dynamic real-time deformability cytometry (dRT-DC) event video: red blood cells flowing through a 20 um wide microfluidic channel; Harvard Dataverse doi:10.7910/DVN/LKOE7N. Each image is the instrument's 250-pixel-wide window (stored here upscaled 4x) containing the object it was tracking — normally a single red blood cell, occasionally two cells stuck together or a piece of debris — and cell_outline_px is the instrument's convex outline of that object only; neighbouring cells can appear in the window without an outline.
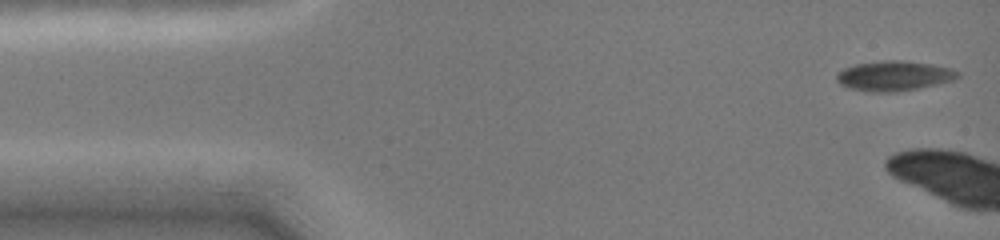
{"species": "common noctule bat (a hibernating species)", "species_latin": "Nyctalus noctula", "temperature_condition": "cold", "stored_images_in_passage": 3, "camera_frame_rate_fps": 3000, "um_per_image_px": 0.085, "animal": {"sex": "female", "body_mass_g": 19.0, "forearm_length_mm": 51.5}, "frame": {"image": 1, "passage_image": 1, "time_ms": 0.0, "image_size_px": [1000, 240], "cell_outline_px": [[960, 76], [952, 80], [936, 84], [896, 92], [872, 92], [848, 88], [840, 84], [836, 80], [836, 72], [844, 68], [856, 64], [884, 60], [900, 60], [932, 64], [952, 68], [960, 72]], "centroid_in_image_um": [75.97, 6.44], "position_along_channel_um": 9.0, "area_um2": 21.15}}